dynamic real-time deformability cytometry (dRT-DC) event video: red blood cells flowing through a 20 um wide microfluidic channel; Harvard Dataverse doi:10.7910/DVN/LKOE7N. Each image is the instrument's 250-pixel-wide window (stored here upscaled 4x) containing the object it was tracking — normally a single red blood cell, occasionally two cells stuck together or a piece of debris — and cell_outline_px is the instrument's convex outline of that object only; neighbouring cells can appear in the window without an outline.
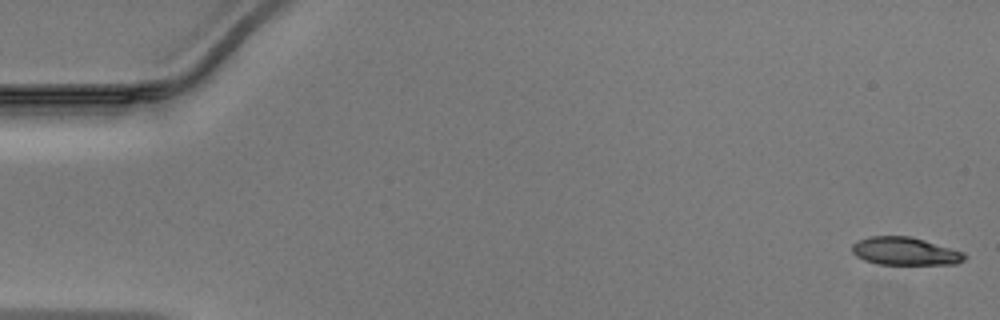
{"species": "Egyptian fruit bat (a non-hibernating species)", "species_latin": "Rousettus aegyptiacus", "temperature_condition": "warm", "stored_images_in_passage": 48, "camera_frame_rate_fps": 3000, "um_per_image_px": 0.085, "animal": {"sex": "male"}, "frame": {"image": 1, "passage_image": 1, "time_ms": 0.0, "image_size_px": [1000, 320], "cell_outline_px": [[968, 256], [964, 260], [956, 264], [880, 264], [864, 260], [856, 256], [852, 252], [852, 244], [856, 240], [872, 236], [908, 236], [924, 240], [964, 252]], "centroid_in_image_um": [76.92, 21.35], "position_along_channel_um": 8.1, "area_um2": 18.26}}
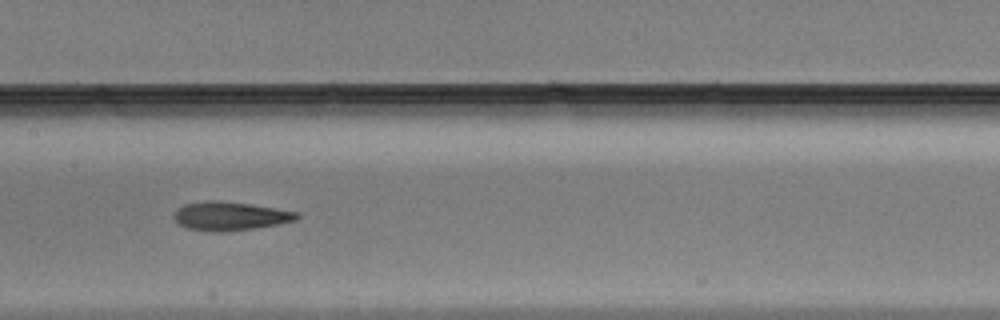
{"frame": {"image": 2, "passage_image": 24, "time_ms": 7.667, "image_size_px": [1000, 320], "cell_outline_px": [[300, 216], [296, 220], [280, 224], [256, 228], [220, 232], [212, 232], [188, 228], [180, 224], [172, 216], [176, 208], [184, 204], [212, 200], [220, 200], [276, 208], [296, 212]], "centroid_in_image_um": [19.54, 18.36], "position_along_channel_um": 187.9, "area_um2": 20.52}}
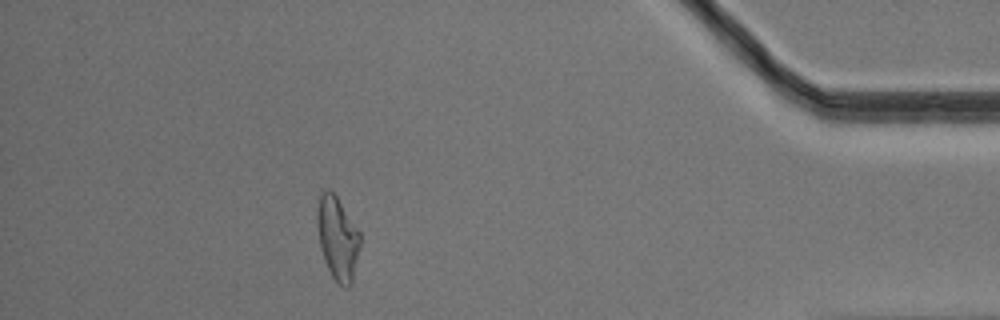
{"frame": {"image": 3, "passage_image": 43, "time_ms": 14.0, "image_size_px": [1000, 320], "cell_outline_px": [[360, 244], [352, 284], [348, 288], [344, 288], [332, 276], [324, 260], [320, 244], [316, 224], [316, 212], [320, 192], [332, 192], [336, 196], [360, 232]], "centroid_in_image_um": [28.69, 20.27], "position_along_channel_um": 406.5, "area_um2": 20.63}}